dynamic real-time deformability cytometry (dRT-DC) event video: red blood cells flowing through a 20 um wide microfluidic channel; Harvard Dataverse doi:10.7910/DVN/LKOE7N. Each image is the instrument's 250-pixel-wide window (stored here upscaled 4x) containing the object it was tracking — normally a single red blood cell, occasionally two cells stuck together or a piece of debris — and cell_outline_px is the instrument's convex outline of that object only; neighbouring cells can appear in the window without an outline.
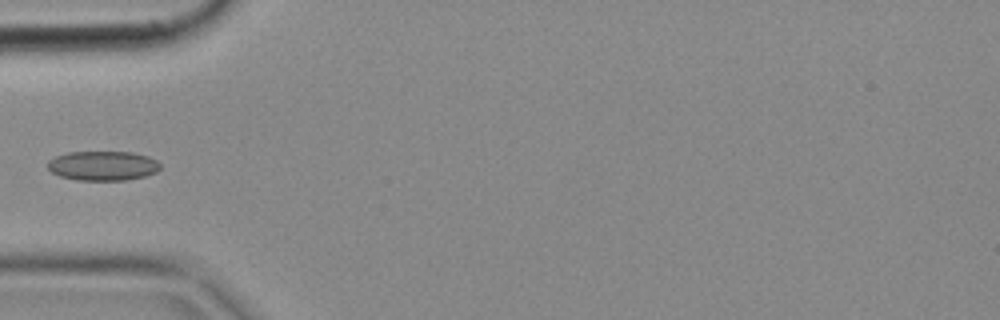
{"species": "common noctule bat (a hibernating species)", "species_latin": "Nyctalus noctula", "temperature_condition": "cold", "stored_images_in_passage": 4, "camera_frame_rate_fps": 3000, "um_per_image_px": 0.085, "animal": {"sex": "female", "body_mass_g": 18.4}, "frame": {"image": 1, "passage_image": 4, "time_ms": 1.0, "image_size_px": [1000, 320], "cell_outline_px": [[160, 168], [156, 172], [144, 176], [124, 180], [76, 180], [60, 176], [52, 172], [48, 168], [48, 160], [56, 156], [68, 152], [132, 152], [148, 156], [156, 160], [160, 164]], "centroid_in_image_um": [8.74, 14.08], "position_along_channel_um": 76.3, "area_um2": 19.31}}